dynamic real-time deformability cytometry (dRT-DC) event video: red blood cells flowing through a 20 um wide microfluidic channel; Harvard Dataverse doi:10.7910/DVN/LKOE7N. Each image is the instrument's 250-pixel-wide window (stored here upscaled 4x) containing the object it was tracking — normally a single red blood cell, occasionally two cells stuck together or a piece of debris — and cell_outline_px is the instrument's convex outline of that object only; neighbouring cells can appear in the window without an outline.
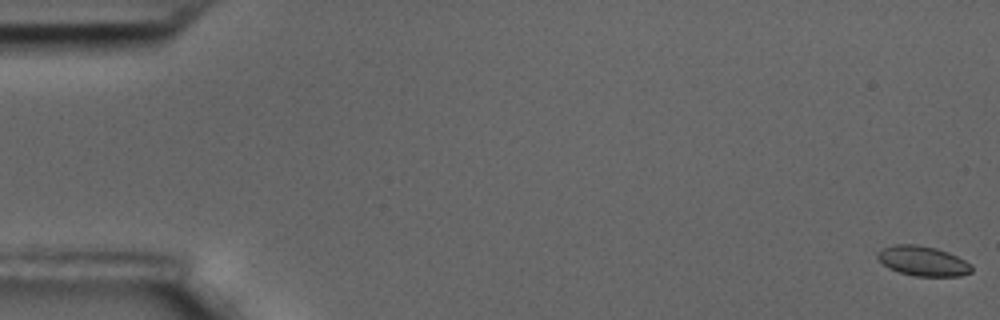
{"species": "common noctule bat (a hibernating species)", "species_latin": "Nyctalus noctula", "temperature_condition": "room temperature", "stored_images_in_passage": 60, "camera_frame_rate_fps": 3000, "um_per_image_px": 0.085, "animal": {"sex": "male", "body_mass_g": 17.5, "forearm_length_mm": 52.3}, "frame": {"image": 1, "passage_image": 1, "time_ms": 0.0, "image_size_px": [1000, 320], "cell_outline_px": [[972, 272], [960, 276], [916, 276], [900, 272], [888, 268], [876, 256], [876, 252], [884, 248], [896, 244], [916, 244], [936, 248], [948, 252], [972, 264]], "centroid_in_image_um": [78.45, 22.18], "position_along_channel_um": 6.5, "area_um2": 16.3}}
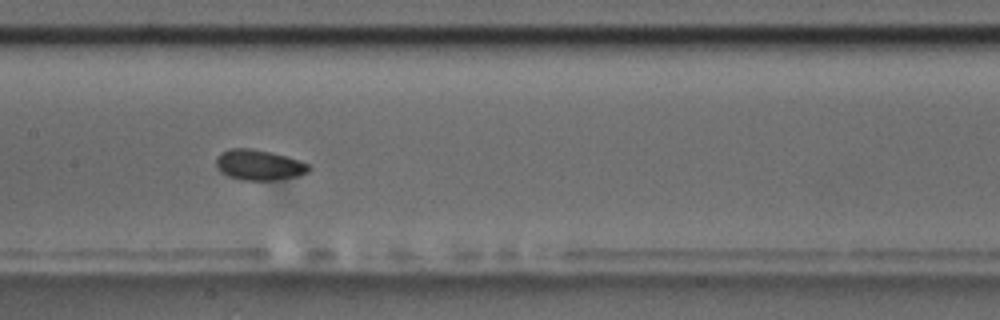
{"frame": {"image": 2, "passage_image": 30, "time_ms": 9.667, "image_size_px": [1000, 320], "cell_outline_px": [[312, 168], [308, 172], [296, 176], [272, 180], [244, 180], [228, 176], [220, 172], [216, 164], [216, 156], [220, 152], [232, 148], [252, 148], [272, 152], [312, 164]], "centroid_in_image_um": [22.02, 14.01], "position_along_channel_um": 185.4, "area_um2": 16.59}}
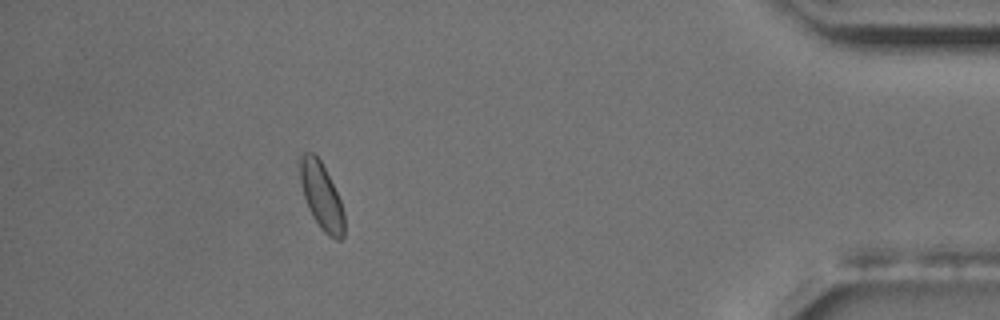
{"frame": {"image": 3, "passage_image": 54, "time_ms": 17.667, "image_size_px": [1000, 320], "cell_outline_px": [[344, 236], [340, 240], [336, 240], [328, 236], [320, 228], [312, 216], [308, 208], [304, 196], [300, 180], [296, 160], [296, 156], [304, 152], [312, 152], [320, 160], [340, 200], [344, 212]], "centroid_in_image_um": [27.27, 16.63], "position_along_channel_um": 407.9, "area_um2": 17.46}, "authors_computed_cell_mechanics": {"area_um2": 16.2996, "velocity_mm_per_s": 3.4312, "shape_relaxation_time_tau1_ms": 1.9674, "shape_relaxation_time_tau2_ms": null, "deformation_change_tau1": 0.0361, "deformation_change_tau2": null}}